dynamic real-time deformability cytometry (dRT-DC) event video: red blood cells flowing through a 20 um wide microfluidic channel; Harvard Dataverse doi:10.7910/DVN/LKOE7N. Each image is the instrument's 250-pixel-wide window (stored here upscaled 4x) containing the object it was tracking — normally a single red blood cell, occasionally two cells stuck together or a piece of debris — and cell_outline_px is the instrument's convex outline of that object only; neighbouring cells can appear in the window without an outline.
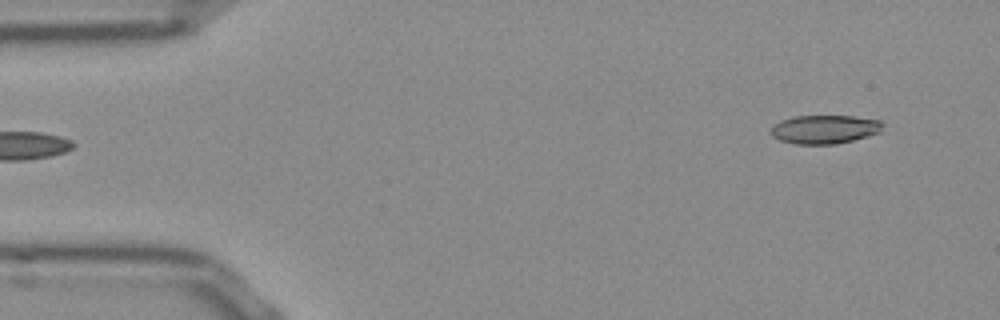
{"species": "Egyptian fruit bat (a non-hibernating species)", "species_latin": "Rousettus aegyptiacus", "temperature_condition": "room temperature", "stored_images_in_passage": 49, "camera_frame_rate_fps": 3000, "um_per_image_px": 0.085, "frame": {"image": 1, "passage_image": 1, "time_ms": 0.0, "image_size_px": [1000, 320], "cell_outline_px": [[884, 124], [880, 132], [868, 136], [836, 144], [796, 144], [780, 140], [772, 136], [768, 132], [772, 124], [780, 120], [792, 116], [852, 116], [880, 120]], "centroid_in_image_um": [70.04, 10.98], "position_along_channel_um": 15.0, "area_um2": 18.9}}
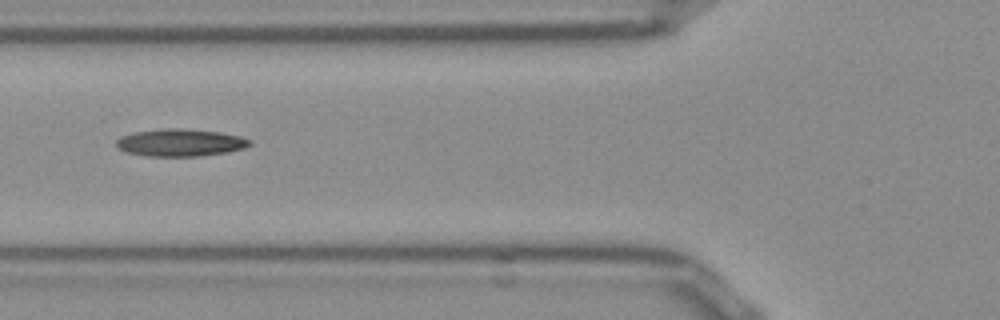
{"frame": {"image": 2, "passage_image": 16, "time_ms": 5.0, "image_size_px": [1000, 320], "cell_outline_px": [[252, 144], [244, 148], [228, 152], [196, 156], [144, 156], [128, 152], [116, 148], [116, 140], [120, 136], [132, 132], [160, 128], [184, 128], [220, 132], [240, 136], [252, 140]], "centroid_in_image_um": [15.3, 12.11], "position_along_channel_um": 110.5, "area_um2": 21.56}}
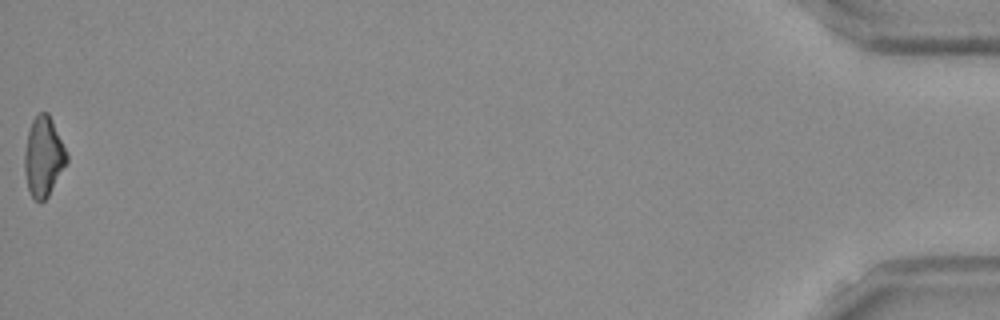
{"frame": {"image": 3, "passage_image": 49, "time_ms": 16.0, "image_size_px": [1000, 320], "cell_outline_px": [[68, 160], [48, 196], [40, 204], [32, 196], [28, 188], [24, 168], [24, 152], [28, 132], [32, 120], [40, 112], [48, 112], [68, 152]], "centroid_in_image_um": [3.7, 13.31], "position_along_channel_um": 431.5, "area_um2": 19.54}}